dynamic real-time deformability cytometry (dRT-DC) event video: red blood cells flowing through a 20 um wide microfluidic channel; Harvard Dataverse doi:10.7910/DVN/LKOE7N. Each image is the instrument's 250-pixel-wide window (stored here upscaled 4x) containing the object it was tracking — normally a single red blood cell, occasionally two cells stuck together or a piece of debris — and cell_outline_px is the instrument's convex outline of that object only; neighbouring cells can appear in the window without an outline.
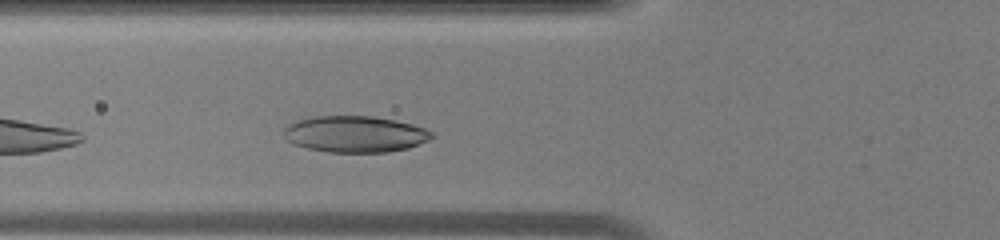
{"species": "human", "species_latin": "Homo sapiens", "temperature_condition": "warm", "stored_images_in_passage": 25, "camera_frame_rate_fps": 3000, "um_per_image_px": 0.085, "donor": {"sex": "male"}, "frame": {"image": 1, "passage_image": 4, "time_ms": 1.0, "image_size_px": [1000, 240], "cell_outline_px": [[436, 136], [428, 140], [408, 148], [388, 152], [328, 152], [308, 148], [292, 144], [284, 136], [284, 128], [288, 124], [296, 120], [312, 116], [372, 116], [412, 124], [424, 128], [432, 132]], "centroid_in_image_um": [30.16, 11.4], "position_along_channel_um": 95.6, "area_um2": 31.39}}
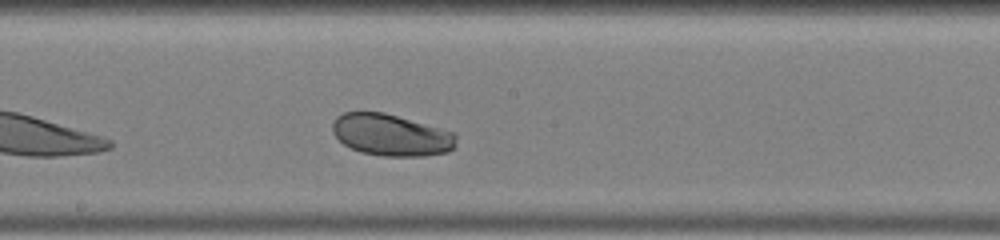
{"frame": {"image": 2, "passage_image": 12, "time_ms": 3.667, "image_size_px": [1000, 240], "cell_outline_px": [[456, 144], [448, 152], [424, 156], [384, 156], [360, 152], [344, 144], [332, 132], [332, 124], [336, 116], [344, 112], [384, 112], [456, 132]], "centroid_in_image_um": [33.26, 11.47], "position_along_channel_um": 214.9, "area_um2": 30.23}}
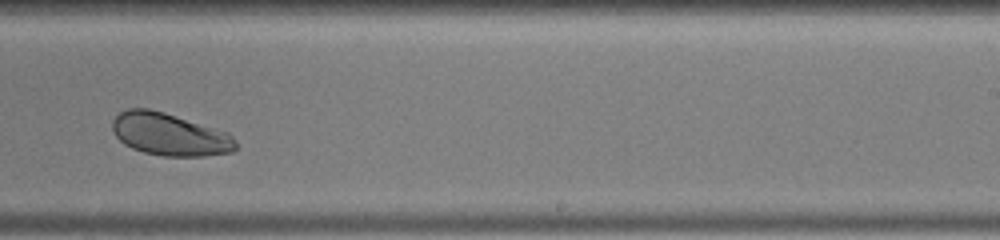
{"frame": {"image": 3, "passage_image": 16, "time_ms": 5.0, "image_size_px": [1000, 240], "cell_outline_px": [[236, 148], [232, 152], [204, 156], [164, 156], [144, 152], [132, 148], [124, 144], [116, 136], [112, 128], [112, 120], [120, 112], [128, 108], [148, 108], [164, 112], [228, 132], [236, 140]], "centroid_in_image_um": [14.41, 11.42], "position_along_channel_um": 274.6, "area_um2": 30.52}}